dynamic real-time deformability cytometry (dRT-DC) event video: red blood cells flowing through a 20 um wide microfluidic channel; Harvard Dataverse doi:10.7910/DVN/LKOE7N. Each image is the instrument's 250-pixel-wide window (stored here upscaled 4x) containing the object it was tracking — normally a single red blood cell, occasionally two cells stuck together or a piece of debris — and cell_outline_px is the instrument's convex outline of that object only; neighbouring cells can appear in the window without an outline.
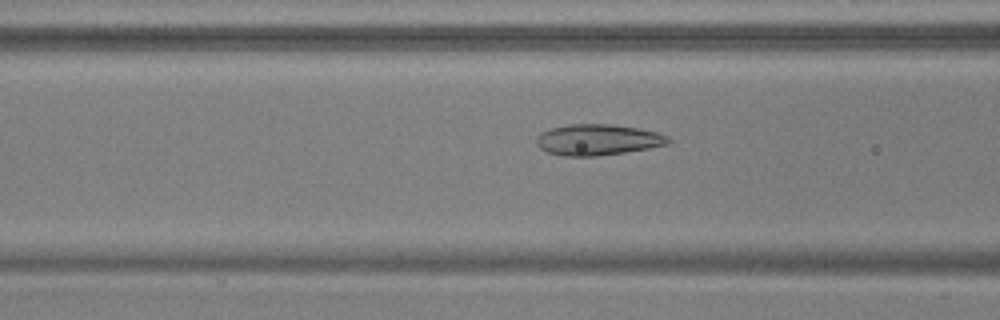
{"species": "common noctule bat (a hibernating species)", "species_latin": "Nyctalus noctula", "temperature_condition": "warm", "stored_images_in_passage": 37, "camera_frame_rate_fps": 3000, "um_per_image_px": 0.085, "animal": {"sex": "male", "body_mass_g": 17.9, "forearm_length_mm": 54.2}, "frame": {"image": 1, "passage_image": 4, "time_ms": 1.0, "image_size_px": [1000, 320], "cell_outline_px": [[672, 140], [668, 144], [648, 148], [624, 152], [596, 156], [564, 156], [548, 152], [540, 148], [536, 144], [536, 136], [540, 132], [552, 128], [568, 124], [612, 124], [636, 128], [656, 132], [668, 136]], "centroid_in_image_um": [50.78, 11.87], "position_along_channel_um": 115.8, "area_um2": 23.76}}
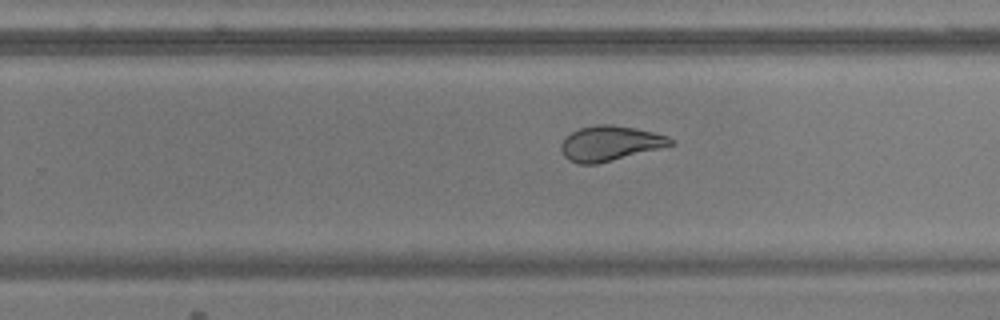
{"frame": {"image": 2, "passage_image": 17, "time_ms": 5.333, "image_size_px": [1000, 320], "cell_outline_px": [[676, 144], [596, 164], [580, 164], [568, 160], [564, 156], [560, 148], [560, 144], [572, 132], [580, 128], [596, 124], [608, 124], [636, 128], [668, 136], [676, 140]], "centroid_in_image_um": [51.87, 12.18], "position_along_channel_um": 277.9, "area_um2": 22.2}}
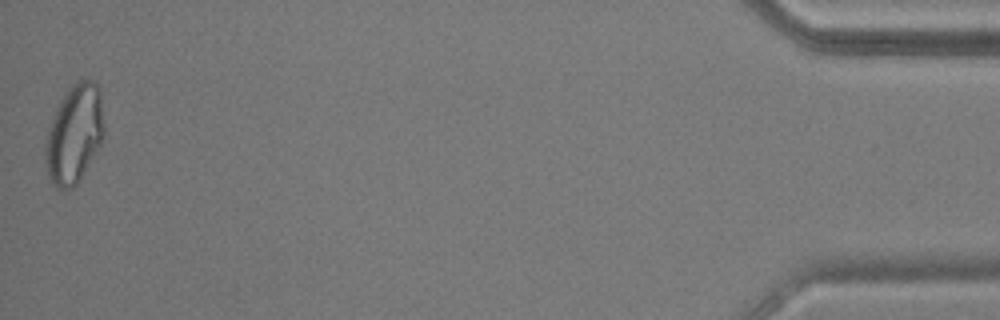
{"frame": {"image": 3, "passage_image": 36, "time_ms": 11.667, "image_size_px": [1000, 320], "cell_outline_px": [[104, 136], [96, 152], [76, 184], [72, 188], [56, 188], [52, 184], [48, 176], [44, 160], [44, 144], [48, 128], [56, 108], [60, 100], [72, 84], [76, 80], [92, 80], [100, 88], [104, 120]], "centroid_in_image_um": [6.3, 11.38], "position_along_channel_um": 428.9, "area_um2": 33.93}}